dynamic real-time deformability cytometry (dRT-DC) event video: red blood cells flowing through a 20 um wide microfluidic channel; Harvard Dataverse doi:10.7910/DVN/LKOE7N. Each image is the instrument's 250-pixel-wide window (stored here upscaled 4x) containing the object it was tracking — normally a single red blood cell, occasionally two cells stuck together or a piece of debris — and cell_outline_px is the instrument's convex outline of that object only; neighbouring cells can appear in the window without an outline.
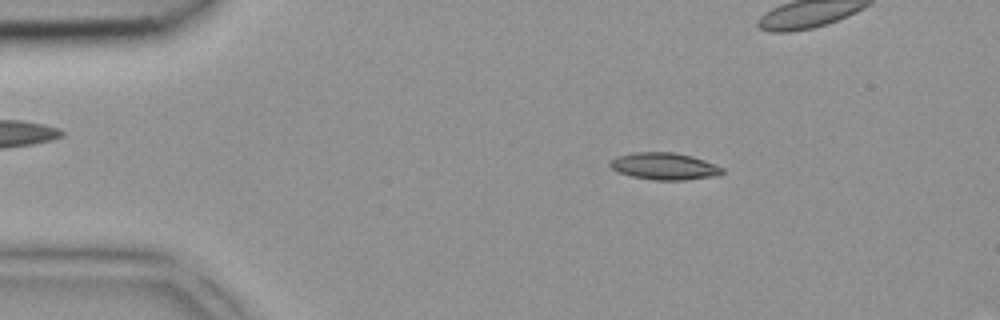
{"species": "common noctule bat (a hibernating species)", "species_latin": "Nyctalus noctula", "temperature_condition": "room temperature", "stored_images_in_passage": 43, "camera_frame_rate_fps": 3000, "um_per_image_px": 0.085, "animal": {"sex": "female", "body_mass_g": 18.4}, "frame": {"image": 1, "passage_image": 7, "time_ms": 2.0, "image_size_px": [1000, 320], "cell_outline_px": [[724, 172], [716, 176], [684, 180], [656, 180], [632, 176], [620, 172], [612, 168], [608, 164], [616, 156], [632, 152], [676, 152], [692, 156], [704, 160], [724, 168]], "centroid_in_image_um": [56.48, 14.12], "position_along_channel_um": 28.5, "area_um2": 17.63}}
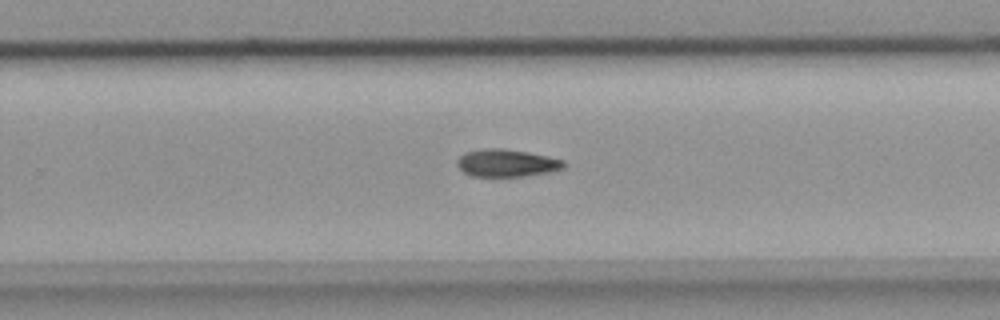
{"frame": {"image": 2, "passage_image": 27, "time_ms": 8.667, "image_size_px": [1000, 320], "cell_outline_px": [[564, 168], [548, 172], [520, 176], [472, 176], [464, 172], [456, 164], [456, 160], [464, 152], [484, 148], [504, 148], [528, 152], [548, 156], [564, 160]], "centroid_in_image_um": [43.03, 13.84], "position_along_channel_um": 286.8, "area_um2": 17.05}}
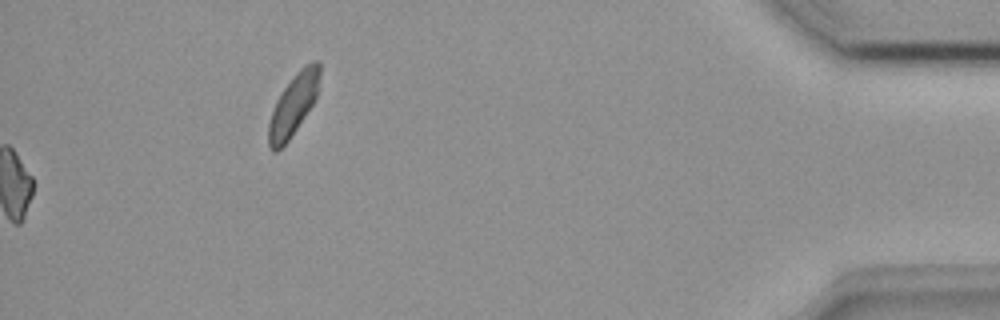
{"frame": {"image": 3, "passage_image": 43, "time_ms": 14.0, "image_size_px": [1000, 320], "cell_outline_px": [[320, 72], [316, 100], [288, 140], [276, 152], [272, 152], [268, 144], [268, 124], [276, 100], [280, 92], [296, 72], [304, 64], [316, 60], [320, 60]], "centroid_in_image_um": [24.94, 8.87], "position_along_channel_um": 410.3, "area_um2": 18.32}}